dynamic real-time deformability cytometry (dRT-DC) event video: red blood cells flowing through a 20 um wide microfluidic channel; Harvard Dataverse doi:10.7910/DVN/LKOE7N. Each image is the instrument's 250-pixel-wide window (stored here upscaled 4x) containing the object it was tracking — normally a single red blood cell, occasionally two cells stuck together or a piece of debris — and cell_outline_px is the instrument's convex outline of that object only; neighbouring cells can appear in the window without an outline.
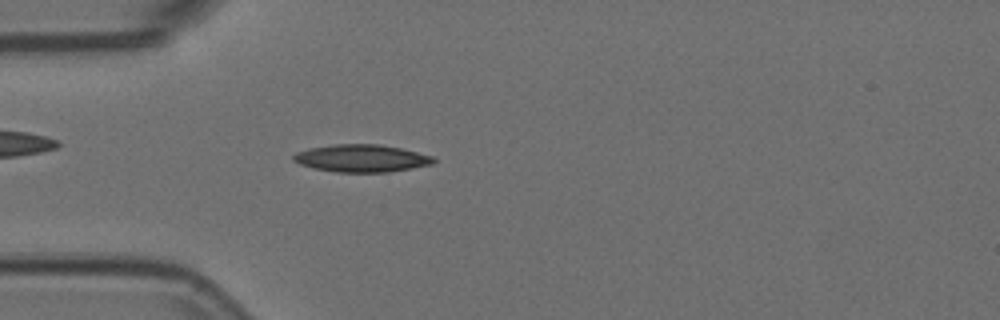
{"species": "Egyptian fruit bat (a non-hibernating species)", "species_latin": "Rousettus aegyptiacus", "temperature_condition": "room temperature", "stored_images_in_passage": 36, "camera_frame_rate_fps": 3000, "um_per_image_px": 0.085, "animal": {"sex": "female"}, "frame": {"image": 1, "passage_image": 3, "time_ms": 0.667, "image_size_px": [1000, 320], "cell_outline_px": [[436, 160], [432, 164], [412, 168], [388, 172], [336, 172], [312, 168], [300, 164], [292, 160], [292, 156], [296, 152], [308, 148], [332, 144], [380, 144], [400, 148], [432, 156]], "centroid_in_image_um": [30.68, 13.45], "position_along_channel_um": 54.3, "area_um2": 22.48}}
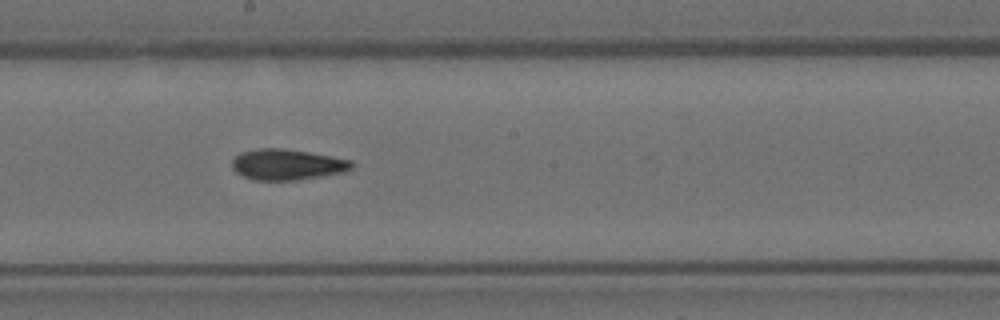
{"frame": {"image": 2, "passage_image": 17, "time_ms": 5.333, "image_size_px": [1000, 320], "cell_outline_px": [[356, 164], [352, 168], [344, 172], [296, 180], [252, 180], [236, 172], [232, 168], [232, 160], [240, 152], [256, 148], [280, 148], [308, 152], [352, 160]], "centroid_in_image_um": [24.4, 13.98], "position_along_channel_um": 223.8, "area_um2": 21.5}}
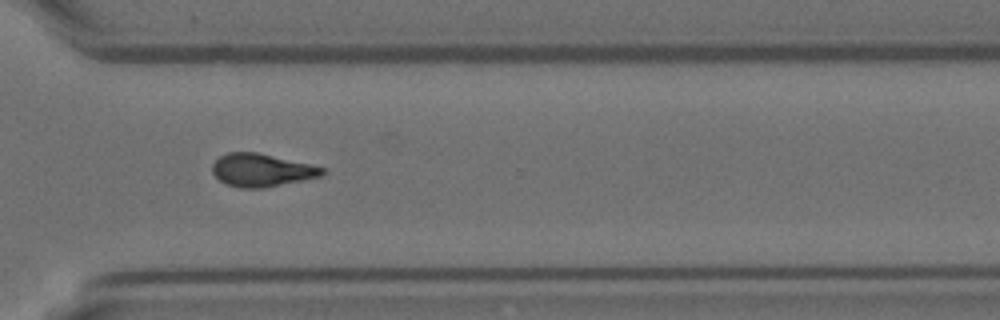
{"frame": {"image": 3, "passage_image": 27, "time_ms": 8.667, "image_size_px": [1000, 320], "cell_outline_px": [[324, 172], [320, 176], [264, 188], [240, 188], [228, 184], [220, 180], [212, 172], [212, 164], [220, 156], [228, 152], [256, 152], [308, 164], [324, 168]], "centroid_in_image_um": [22.18, 14.46], "position_along_channel_um": 348.4, "area_um2": 20.63}, "authors_computed_cell_mechanics": {"area_um2": 21.0392, "velocity_mm_per_s": 3.7445, "shape_relaxation_time_tau1_ms": 7.5368, "shape_relaxation_time_tau2_ms": 3.2891, "deformation_change_tau1": 0.2161, "deformation_change_tau2": 0.1158}}